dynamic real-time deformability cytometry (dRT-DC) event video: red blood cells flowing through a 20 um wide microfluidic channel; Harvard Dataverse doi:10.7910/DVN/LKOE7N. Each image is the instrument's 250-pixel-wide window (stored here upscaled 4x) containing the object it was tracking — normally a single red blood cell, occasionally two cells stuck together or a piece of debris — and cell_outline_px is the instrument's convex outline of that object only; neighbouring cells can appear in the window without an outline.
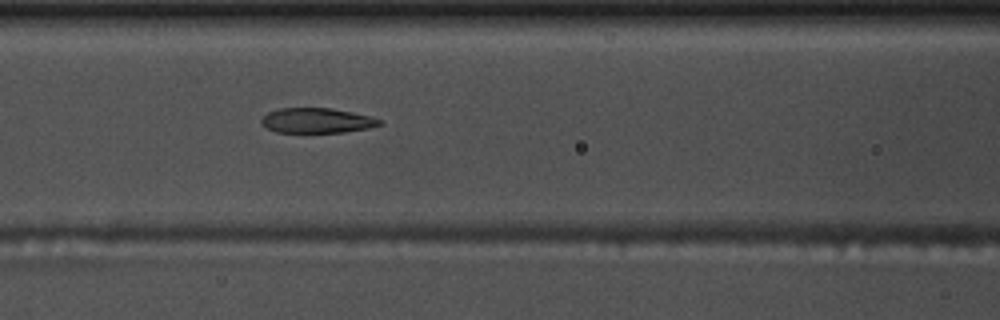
{"species": "common noctule bat (a hibernating species)", "species_latin": "Nyctalus noctula", "temperature_condition": "warm", "stored_images_in_passage": 55, "camera_frame_rate_fps": 3000, "um_per_image_px": 0.085, "animal": {"sex": "male", "body_mass_g": 17.5, "forearm_length_mm": 52.3}, "frame": {"image": 1, "passage_image": 23, "time_ms": 7.333, "image_size_px": [1000, 320], "cell_outline_px": [[384, 124], [368, 128], [344, 132], [276, 132], [260, 124], [260, 120], [268, 112], [280, 108], [332, 108], [372, 116], [384, 120]], "centroid_in_image_um": [26.98, 10.24], "position_along_channel_um": 139.6, "area_um2": 17.34}}
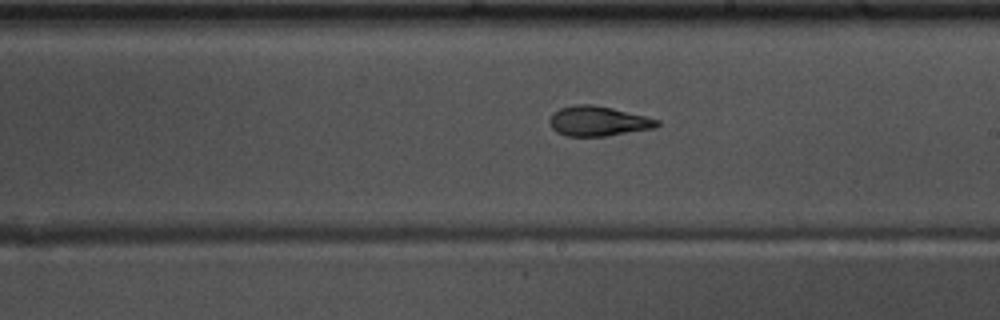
{"frame": {"image": 2, "passage_image": 31, "time_ms": 10.0, "image_size_px": [1000, 320], "cell_outline_px": [[660, 124], [652, 128], [608, 136], [564, 136], [556, 132], [552, 128], [548, 120], [552, 112], [560, 108], [576, 104], [592, 104], [612, 108], [660, 120]], "centroid_in_image_um": [50.78, 10.3], "position_along_channel_um": 238.2, "area_um2": 18.73}}
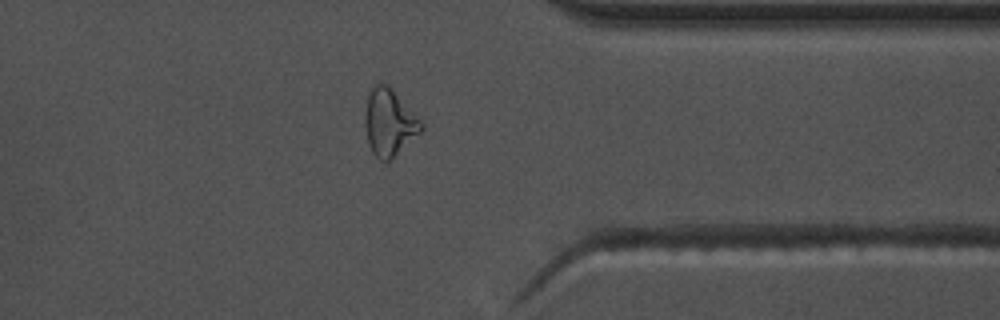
{"frame": {"image": 3, "passage_image": 43, "time_ms": 14.0, "image_size_px": [1000, 320], "cell_outline_px": [[424, 128], [420, 132], [388, 160], [380, 160], [372, 152], [368, 144], [364, 124], [364, 116], [368, 96], [372, 88], [376, 84], [388, 84], [424, 124]], "centroid_in_image_um": [33.06, 10.39], "position_along_channel_um": 378.3, "area_um2": 21.39}, "authors_computed_cell_mechanics": {"area_um2": 19.1896, "velocity_mm_per_s": 3.7082, "shape_relaxation_time_tau1_ms": 4.8195, "shape_relaxation_time_tau2_ms": 2.9342, "deformation_change_tau1": 0.1792, "deformation_change_tau2": 0.0907}}